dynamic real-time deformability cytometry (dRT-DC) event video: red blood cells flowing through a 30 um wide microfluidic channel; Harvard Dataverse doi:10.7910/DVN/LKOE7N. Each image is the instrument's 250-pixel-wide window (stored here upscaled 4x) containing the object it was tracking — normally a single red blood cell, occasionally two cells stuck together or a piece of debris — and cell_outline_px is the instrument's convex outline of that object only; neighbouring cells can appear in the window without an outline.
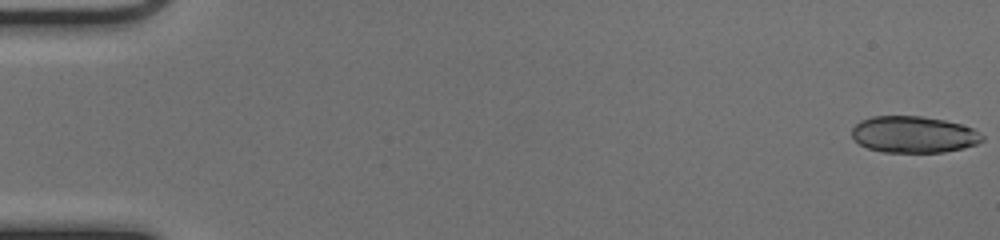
{"species": "common noctule bat (a hibernating species)", "species_latin": "Nyctalus noctula", "temperature_condition": "cold", "stored_images_in_passage": 48, "segment_of_instrument_passage": [1, 2], "camera_frame_rate_fps": 3000, "um_per_image_px": 0.085, "animal": {"sex": "female", "body_mass_g": 17.0, "forearm_length_mm": 48.0}, "frame": {"image": 1, "passage_image": 1, "time_ms": 0.0, "image_size_px": [1000, 240], "cell_outline_px": [[984, 140], [976, 144], [964, 148], [944, 152], [884, 152], [868, 148], [860, 144], [852, 136], [852, 128], [860, 120], [872, 116], [920, 116], [944, 120], [960, 124], [972, 128], [984, 136]], "centroid_in_image_um": [77.66, 11.43], "position_along_channel_um": 7.3, "area_um2": 27.74}}
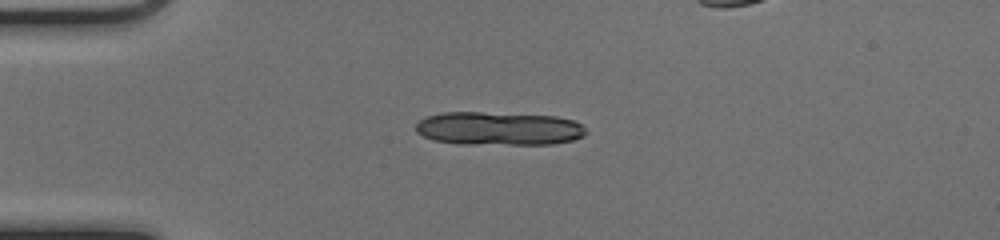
{"frame": {"image": 2, "passage_image": 14, "time_ms": 4.333, "image_size_px": [1000, 240], "cell_outline_px": [[588, 132], [584, 136], [572, 140], [552, 144], [456, 144], [432, 140], [416, 132], [416, 124], [420, 120], [428, 116], [444, 112], [480, 112], [556, 116], [572, 120], [580, 124]], "centroid_in_image_um": [42.38, 10.93], "position_along_channel_um": 42.6, "area_um2": 33.23}}